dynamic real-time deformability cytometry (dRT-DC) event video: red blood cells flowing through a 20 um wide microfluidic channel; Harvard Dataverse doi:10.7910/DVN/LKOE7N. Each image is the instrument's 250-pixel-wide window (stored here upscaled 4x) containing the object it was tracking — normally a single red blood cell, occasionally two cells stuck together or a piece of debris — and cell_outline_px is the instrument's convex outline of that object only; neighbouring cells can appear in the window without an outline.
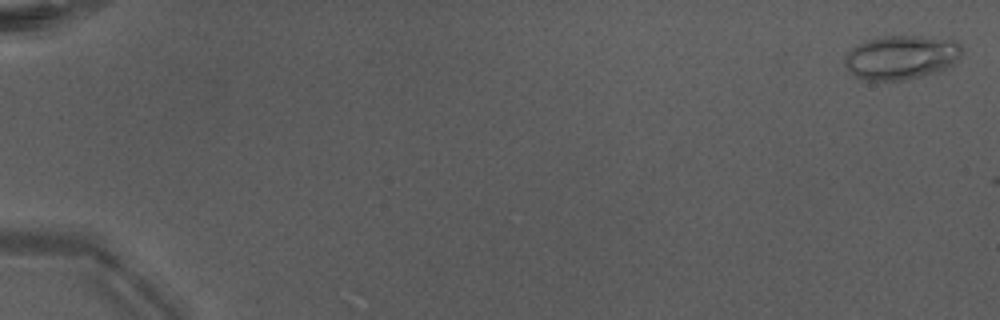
{"species": "Egyptian fruit bat (a non-hibernating species)", "species_latin": "Rousettus aegyptiacus", "temperature_condition": "warm", "stored_images_in_passage": 6, "camera_frame_rate_fps": 3000, "um_per_image_px": 0.085, "animal": {"sex": "male"}, "frame": {"image": 1, "passage_image": 2, "time_ms": 0.333, "image_size_px": [1000, 320], "cell_outline_px": [[964, 48], [960, 56], [948, 68], [920, 76], [904, 80], [864, 80], [848, 72], [844, 64], [844, 56], [856, 44], [864, 40], [884, 36], [920, 36], [956, 40]], "centroid_in_image_um": [76.58, 4.86], "position_along_channel_um": 8.4, "area_um2": 30.29}}